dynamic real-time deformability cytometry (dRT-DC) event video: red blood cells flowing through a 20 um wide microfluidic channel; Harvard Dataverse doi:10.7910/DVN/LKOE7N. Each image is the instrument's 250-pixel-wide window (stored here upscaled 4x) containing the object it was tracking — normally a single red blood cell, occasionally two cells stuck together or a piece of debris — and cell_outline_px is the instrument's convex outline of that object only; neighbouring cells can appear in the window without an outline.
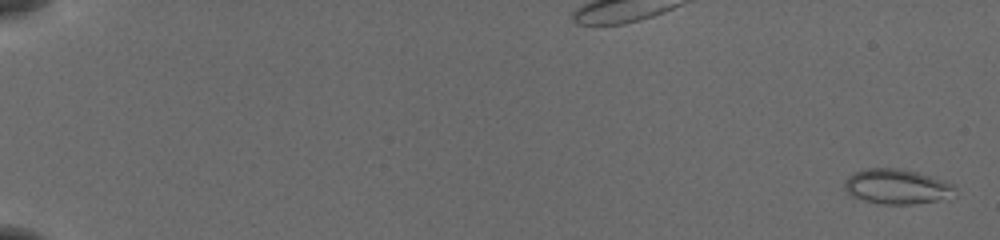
{"species": "common noctule bat (a hibernating species)", "species_latin": "Nyctalus noctula", "temperature_condition": "cold", "stored_images_in_passage": 55, "camera_frame_rate_fps": 3000, "um_per_image_px": 0.085, "animal": {"sex": "female", "body_mass_g": 19.5, "forearm_length_mm": 54.1}, "frame": {"image": 1, "passage_image": 2, "time_ms": 0.333, "image_size_px": [1000, 240], "cell_outline_px": [[952, 188], [936, 200], [912, 204], [876, 204], [852, 196], [844, 188], [844, 180], [848, 176], [864, 168], [896, 168], [916, 172], [928, 176], [948, 184]], "centroid_in_image_um": [76.0, 15.85], "position_along_channel_um": 9.0, "area_um2": 21.39}}
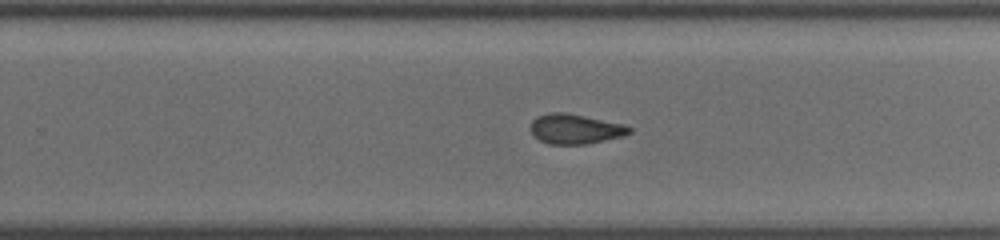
{"frame": {"image": 2, "passage_image": 38, "time_ms": 12.333, "image_size_px": [1000, 240], "cell_outline_px": [[632, 132], [620, 136], [584, 144], [548, 144], [540, 140], [532, 132], [532, 120], [536, 116], [552, 112], [568, 112], [620, 124], [632, 128]], "centroid_in_image_um": [48.85, 10.95], "position_along_channel_um": 280.9, "area_um2": 16.76}}
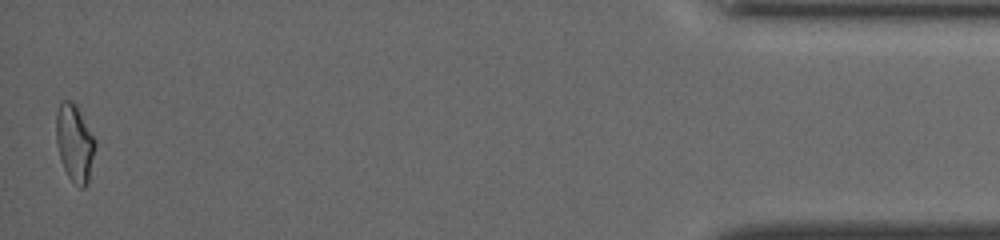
{"frame": {"image": 3, "passage_image": 55, "time_ms": 18.0, "image_size_px": [1000, 240], "cell_outline_px": [[96, 144], [88, 184], [84, 188], [80, 188], [68, 176], [60, 160], [56, 140], [56, 112], [60, 100], [72, 100], [76, 104], [96, 140]], "centroid_in_image_um": [6.34, 12.13], "position_along_channel_um": 428.9, "area_um2": 17.8}, "authors_computed_cell_mechanics": {"area_um2": 17.918, "velocity_mm_per_s": 3.9141, "shape_relaxation_time_tau1_ms": null, "shape_relaxation_time_tau2_ms": 1.7227, "deformation_change_tau1": null, "deformation_change_tau2": 0.0832}}